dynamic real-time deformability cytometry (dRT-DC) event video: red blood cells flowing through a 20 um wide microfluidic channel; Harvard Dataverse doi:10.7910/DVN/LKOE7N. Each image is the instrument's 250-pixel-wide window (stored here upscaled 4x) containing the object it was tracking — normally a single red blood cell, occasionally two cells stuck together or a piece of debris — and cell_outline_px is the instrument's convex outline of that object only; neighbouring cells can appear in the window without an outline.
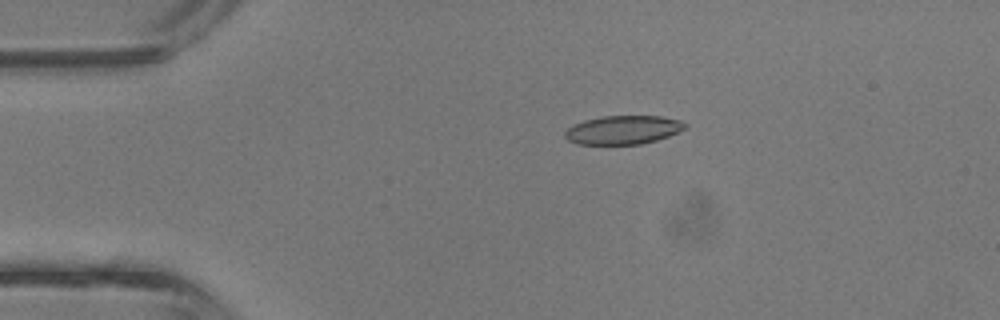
{"species": "common noctule bat (a hibernating species)", "species_latin": "Nyctalus noctula", "temperature_condition": "room temperature", "stored_images_in_passage": 3, "camera_frame_rate_fps": 3000, "um_per_image_px": 0.085, "animal": {"sex": "male", "body_mass_g": 13.3}, "frame": {"image": 1, "passage_image": 2, "time_ms": 0.333, "image_size_px": [1000, 320], "cell_outline_px": [[688, 124], [684, 128], [668, 136], [656, 140], [640, 144], [576, 144], [568, 140], [564, 136], [564, 132], [572, 124], [584, 120], [604, 116], [660, 116], [680, 120]], "centroid_in_image_um": [52.92, 11.04], "position_along_channel_um": 32.1, "area_um2": 20.0}}